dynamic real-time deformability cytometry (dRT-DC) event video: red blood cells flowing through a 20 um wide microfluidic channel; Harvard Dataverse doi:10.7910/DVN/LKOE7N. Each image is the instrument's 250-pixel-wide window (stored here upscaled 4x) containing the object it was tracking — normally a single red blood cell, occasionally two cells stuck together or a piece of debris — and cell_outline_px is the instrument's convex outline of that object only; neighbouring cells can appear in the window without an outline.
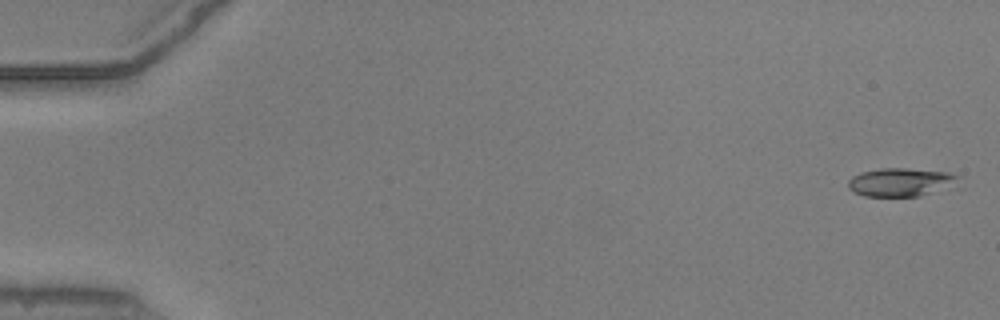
{"species": "common noctule bat (a hibernating species)", "species_latin": "Nyctalus noctula", "temperature_condition": "warm", "stored_images_in_passage": 53, "camera_frame_rate_fps": 3000, "um_per_image_px": 0.085, "animal": {"sex": "male", "body_mass_g": 20.5, "forearm_length_mm": 52.5}, "frame": {"image": 1, "passage_image": 2, "time_ms": 0.333, "image_size_px": [1000, 320], "cell_outline_px": [[960, 176], [956, 188], [920, 196], [864, 196], [848, 188], [848, 180], [852, 176], [860, 172], [880, 168], [904, 168], [948, 172]], "centroid_in_image_um": [76.65, 15.49], "position_along_channel_um": 8.4, "area_um2": 18.67}}
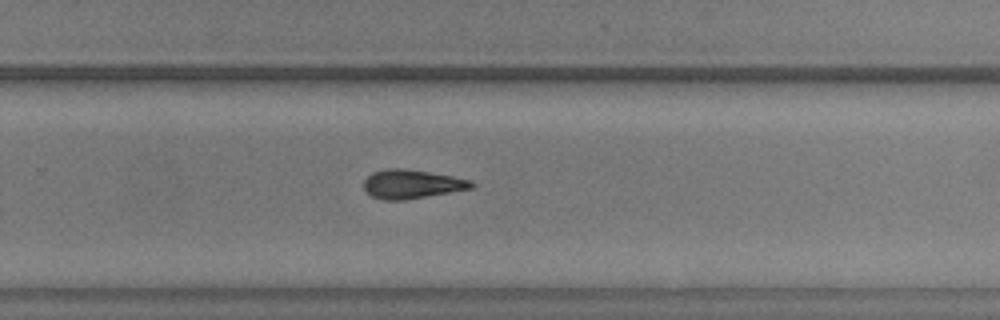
{"frame": {"image": 2, "passage_image": 36, "time_ms": 11.667, "image_size_px": [1000, 320], "cell_outline_px": [[476, 184], [472, 188], [404, 200], [384, 200], [372, 196], [364, 188], [364, 180], [372, 172], [388, 168], [404, 168], [452, 176], [472, 180]], "centroid_in_image_um": [35.0, 15.64], "position_along_channel_um": 294.8, "area_um2": 17.98}}
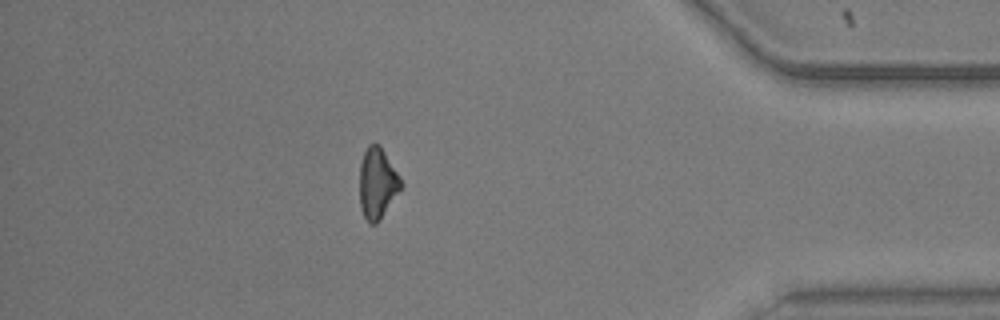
{"frame": {"image": 3, "passage_image": 47, "time_ms": 15.333, "image_size_px": [1000, 320], "cell_outline_px": [[404, 184], [380, 220], [376, 224], [368, 224], [360, 208], [360, 164], [364, 152], [368, 144], [380, 144], [400, 176]], "centroid_in_image_um": [32.08, 15.58], "position_along_channel_um": 403.1, "area_um2": 17.22}, "authors_computed_cell_mechanics": {"area_um2": 18.0914, "velocity_mm_per_s": 3.9232, "shape_relaxation_time_tau1_ms": 8.598, "shape_relaxation_time_tau2_ms": 7.1245, "deformation_change_tau1": 0.2272, "deformation_change_tau2": 0.2084}}